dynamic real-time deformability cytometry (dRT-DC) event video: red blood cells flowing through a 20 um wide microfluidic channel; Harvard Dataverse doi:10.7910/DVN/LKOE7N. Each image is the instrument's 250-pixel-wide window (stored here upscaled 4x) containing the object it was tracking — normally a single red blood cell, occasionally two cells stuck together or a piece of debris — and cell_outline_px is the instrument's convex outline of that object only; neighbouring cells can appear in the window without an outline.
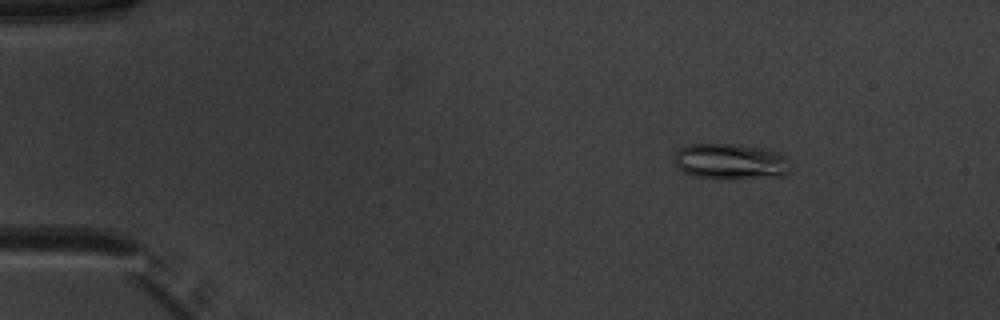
{"species": "common noctule bat (a hibernating species)", "species_latin": "Nyctalus noctula", "temperature_condition": "warm", "stored_images_in_passage": 17, "camera_frame_rate_fps": 3000, "um_per_image_px": 0.085, "animal": {"sex": "male", "body_mass_g": 20.1, "forearm_length_mm": 53.5}, "frame": {"image": 1, "passage_image": 8, "time_ms": 2.333, "image_size_px": [1000, 320], "cell_outline_px": [[792, 168], [784, 176], [720, 180], [696, 176], [680, 172], [672, 160], [672, 156], [680, 148], [688, 144], [732, 144], [772, 148], [784, 156], [788, 160]], "centroid_in_image_um": [62.09, 13.74], "position_along_channel_um": 22.9, "area_um2": 25.14}}